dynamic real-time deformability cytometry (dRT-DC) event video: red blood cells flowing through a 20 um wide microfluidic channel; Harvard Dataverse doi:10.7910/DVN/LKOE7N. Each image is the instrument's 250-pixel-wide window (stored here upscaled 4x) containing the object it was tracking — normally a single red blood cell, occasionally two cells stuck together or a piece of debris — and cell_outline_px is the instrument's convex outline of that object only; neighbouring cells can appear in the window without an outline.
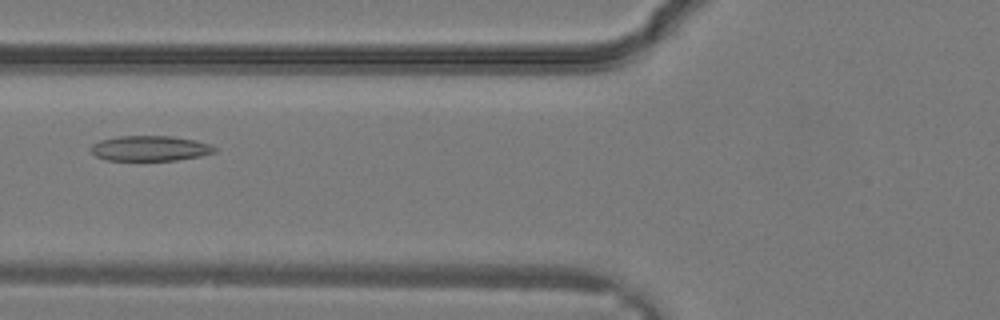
{"species": "common noctule bat (a hibernating species)", "species_latin": "Nyctalus noctula", "temperature_condition": "warm", "stored_images_in_passage": 22, "camera_frame_rate_fps": 3000, "um_per_image_px": 0.085, "animal": {"sex": "male", "body_mass_g": 19.2, "forearm_length_mm": 51.8}, "frame": {"image": 1, "passage_image": 3, "time_ms": 0.667, "image_size_px": [1000, 320], "cell_outline_px": [[216, 152], [200, 156], [176, 160], [108, 160], [96, 156], [88, 148], [92, 144], [100, 140], [120, 136], [172, 136], [196, 140], [208, 144], [216, 148]], "centroid_in_image_um": [12.74, 12.6], "position_along_channel_um": 113.1, "area_um2": 18.15}}
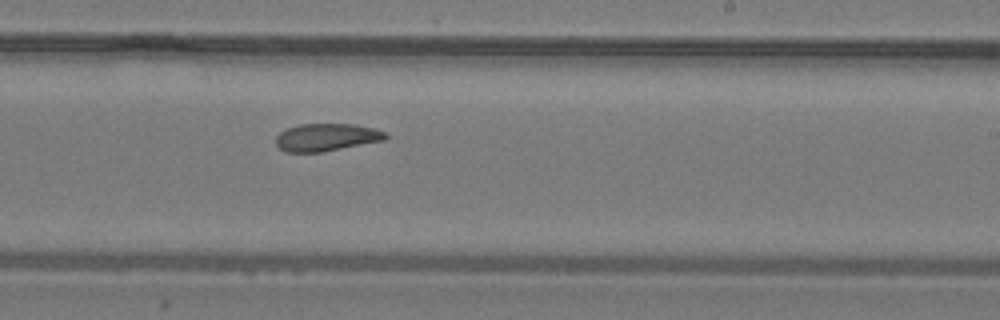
{"frame": {"image": 2, "passage_image": 10, "time_ms": 3.0, "image_size_px": [1000, 320], "cell_outline_px": [[388, 140], [320, 152], [284, 152], [276, 144], [276, 136], [280, 132], [288, 128], [300, 124], [356, 124], [372, 128], [384, 132], [388, 136]], "centroid_in_image_um": [27.76, 11.67], "position_along_channel_um": 261.2, "area_um2": 17.63}}
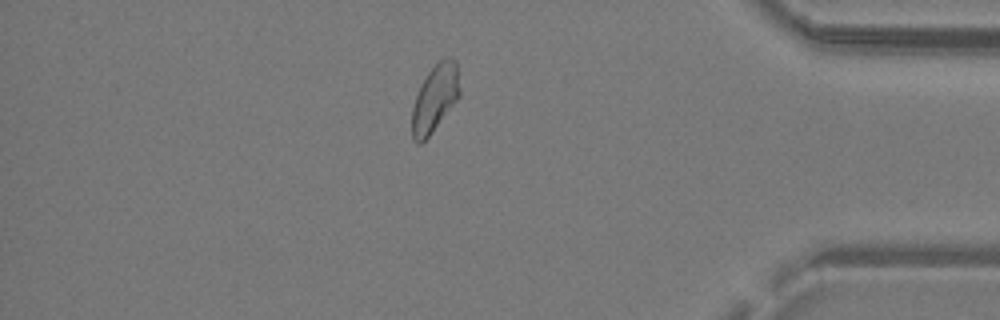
{"frame": {"image": 3, "passage_image": 18, "time_ms": 5.667, "image_size_px": [1000, 320], "cell_outline_px": [[460, 96], [428, 136], [420, 144], [416, 144], [412, 140], [412, 108], [416, 96], [428, 72], [440, 60], [456, 60], [460, 92]], "centroid_in_image_um": [36.95, 8.4], "position_along_channel_um": 398.2, "area_um2": 18.09}}